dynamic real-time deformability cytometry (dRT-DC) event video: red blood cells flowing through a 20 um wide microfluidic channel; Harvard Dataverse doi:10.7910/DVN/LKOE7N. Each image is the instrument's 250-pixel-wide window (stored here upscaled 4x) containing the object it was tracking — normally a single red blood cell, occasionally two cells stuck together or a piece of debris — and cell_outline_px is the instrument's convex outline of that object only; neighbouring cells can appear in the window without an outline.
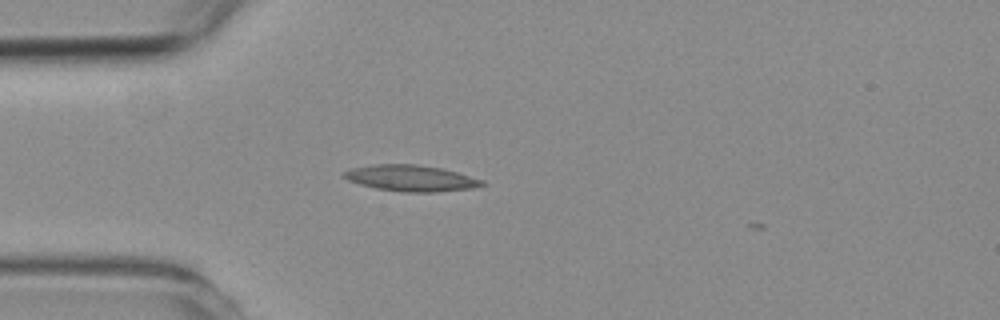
{"species": "common noctule bat (a hibernating species)", "species_latin": "Nyctalus noctula", "temperature_condition": "room temperature", "stored_images_in_passage": 36, "camera_frame_rate_fps": 3000, "um_per_image_px": 0.085, "animal": {"sex": "female", "body_mass_g": 19.3, "forearm_length_mm": 54.1}, "frame": {"image": 1, "passage_image": 2, "time_ms": 0.333, "image_size_px": [1000, 320], "cell_outline_px": [[488, 184], [472, 188], [436, 192], [404, 192], [376, 188], [360, 184], [348, 180], [340, 176], [340, 172], [348, 168], [372, 164], [416, 164], [440, 168], [456, 172], [484, 180]], "centroid_in_image_um": [34.87, 15.14], "position_along_channel_um": 50.1, "area_um2": 21.27}}
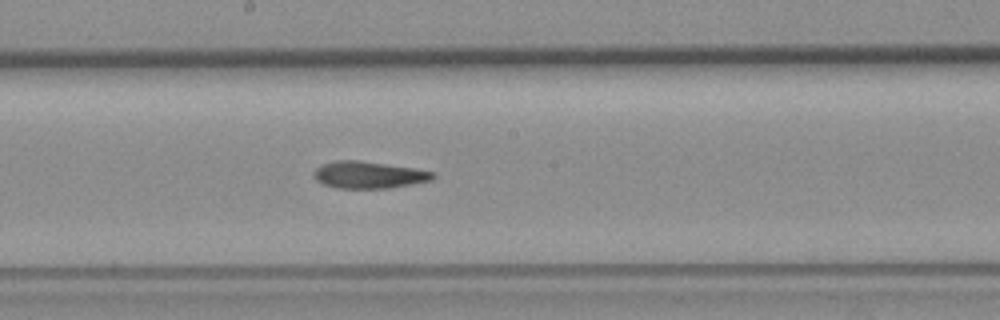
{"frame": {"image": 2, "passage_image": 16, "time_ms": 5.0, "image_size_px": [1000, 320], "cell_outline_px": [[436, 176], [432, 180], [412, 184], [388, 188], [336, 188], [324, 184], [316, 180], [312, 176], [316, 168], [324, 164], [336, 160], [356, 160], [412, 168], [436, 172]], "centroid_in_image_um": [31.34, 14.87], "position_along_channel_um": 216.9, "area_um2": 18.55}}
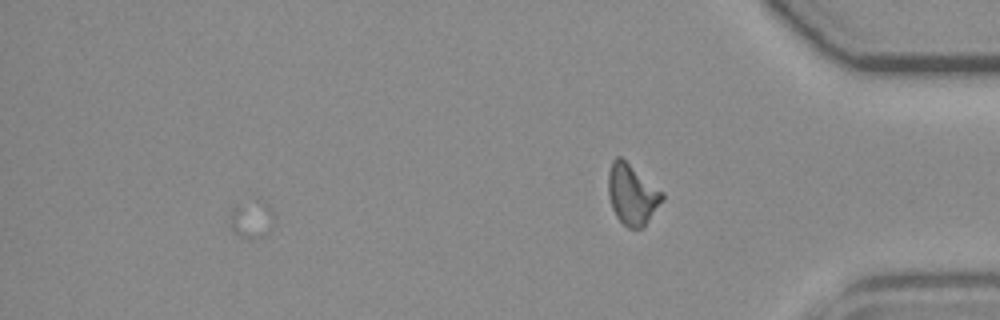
{"frame": {"image": 3, "passage_image": 30, "time_ms": 9.667, "image_size_px": [1000, 320], "cell_outline_px": [[276, 224], [268, 236], [248, 240], [232, 232], [228, 224], [232, 208], [236, 204], [256, 196], [264, 200], [272, 208], [276, 216]], "centroid_in_image_um": [21.45, 18.6], "position_along_channel_um": 413.7, "area_um2": 11.1}}